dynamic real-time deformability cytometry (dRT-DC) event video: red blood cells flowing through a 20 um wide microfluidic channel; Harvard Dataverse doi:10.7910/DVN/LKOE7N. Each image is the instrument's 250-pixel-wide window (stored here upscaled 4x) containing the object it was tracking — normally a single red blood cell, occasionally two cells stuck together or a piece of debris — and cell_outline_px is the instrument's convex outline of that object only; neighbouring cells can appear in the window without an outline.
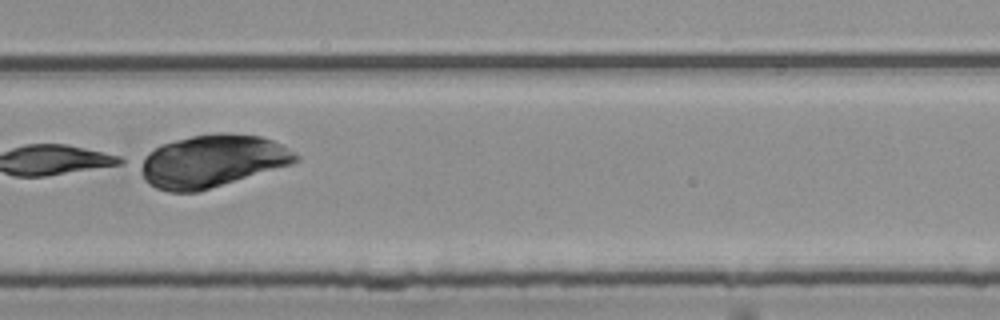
{"species": "common noctule bat (a hibernating species)", "species_latin": "Nyctalus noctula", "temperature_condition": "room temperature", "stored_images_in_passage": 45, "segment_of_instrument_passage": [3, 3], "camera_frame_rate_fps": 3000, "um_per_image_px": 0.085, "animal": {"sex": "female", "body_mass_g": 25.1}, "frame": {"image": 1, "passage_image": 35, "time_ms": 11.333, "image_size_px": [1000, 320], "cell_outline_px": [[300, 160], [292, 164], [200, 192], [168, 192], [156, 188], [148, 184], [144, 180], [136, 160], [148, 152], [164, 144], [176, 140], [192, 136], [220, 132], [228, 132], [260, 136], [272, 140], [296, 152], [300, 156]], "centroid_in_image_um": [18.01, 13.7], "position_along_channel_um": 311.8, "area_um2": 48.03}}